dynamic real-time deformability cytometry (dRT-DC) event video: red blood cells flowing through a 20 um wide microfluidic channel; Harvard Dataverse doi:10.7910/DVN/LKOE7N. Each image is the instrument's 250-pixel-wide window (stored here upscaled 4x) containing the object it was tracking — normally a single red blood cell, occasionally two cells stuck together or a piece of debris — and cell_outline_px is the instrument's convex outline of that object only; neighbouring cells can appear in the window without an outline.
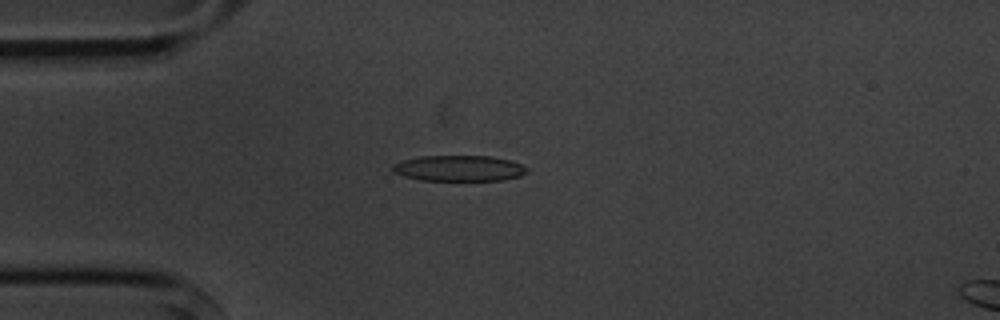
{"species": "common noctule bat (a hibernating species)", "species_latin": "Nyctalus noctula", "temperature_condition": "cold", "stored_images_in_passage": 2, "camera_frame_rate_fps": 3000, "um_per_image_px": 0.085, "animal": {"sex": "male", "body_mass_g": 20.1, "forearm_length_mm": 53.5}, "frame": {"image": 1, "passage_image": 1, "time_ms": 0.0, "image_size_px": [1000, 320], "cell_outline_px": [[528, 172], [520, 176], [504, 180], [420, 180], [404, 176], [392, 172], [392, 164], [400, 160], [420, 156], [492, 156], [508, 160], [520, 164], [528, 168]], "centroid_in_image_um": [38.98, 14.3], "position_along_channel_um": 46.0, "area_um2": 20.29}}